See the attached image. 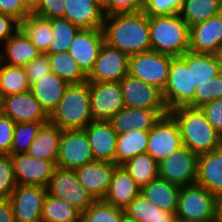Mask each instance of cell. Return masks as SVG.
Listing matches in <instances>:
<instances>
[{"label": "cell", "instance_id": "cell-1", "mask_svg": "<svg viewBox=\"0 0 222 222\" xmlns=\"http://www.w3.org/2000/svg\"><path fill=\"white\" fill-rule=\"evenodd\" d=\"M105 43L128 56L151 50L149 18L142 11L105 16Z\"/></svg>", "mask_w": 222, "mask_h": 222}, {"label": "cell", "instance_id": "cell-2", "mask_svg": "<svg viewBox=\"0 0 222 222\" xmlns=\"http://www.w3.org/2000/svg\"><path fill=\"white\" fill-rule=\"evenodd\" d=\"M169 113L179 126L183 146L192 152L199 155L222 146V136L200 108L182 106Z\"/></svg>", "mask_w": 222, "mask_h": 222}, {"label": "cell", "instance_id": "cell-3", "mask_svg": "<svg viewBox=\"0 0 222 222\" xmlns=\"http://www.w3.org/2000/svg\"><path fill=\"white\" fill-rule=\"evenodd\" d=\"M151 50L172 57L189 51L190 28L180 14L148 16Z\"/></svg>", "mask_w": 222, "mask_h": 222}, {"label": "cell", "instance_id": "cell-4", "mask_svg": "<svg viewBox=\"0 0 222 222\" xmlns=\"http://www.w3.org/2000/svg\"><path fill=\"white\" fill-rule=\"evenodd\" d=\"M89 82L69 84L49 115V122L61 130L84 129L91 121Z\"/></svg>", "mask_w": 222, "mask_h": 222}, {"label": "cell", "instance_id": "cell-5", "mask_svg": "<svg viewBox=\"0 0 222 222\" xmlns=\"http://www.w3.org/2000/svg\"><path fill=\"white\" fill-rule=\"evenodd\" d=\"M221 200L198 184L180 188L176 219L185 222H219Z\"/></svg>", "mask_w": 222, "mask_h": 222}, {"label": "cell", "instance_id": "cell-6", "mask_svg": "<svg viewBox=\"0 0 222 222\" xmlns=\"http://www.w3.org/2000/svg\"><path fill=\"white\" fill-rule=\"evenodd\" d=\"M195 90L192 89V67H188L181 56L173 57L167 84L162 92L167 110L182 106L194 107Z\"/></svg>", "mask_w": 222, "mask_h": 222}, {"label": "cell", "instance_id": "cell-7", "mask_svg": "<svg viewBox=\"0 0 222 222\" xmlns=\"http://www.w3.org/2000/svg\"><path fill=\"white\" fill-rule=\"evenodd\" d=\"M172 58L152 50L129 56L128 74L144 83L156 86L163 92Z\"/></svg>", "mask_w": 222, "mask_h": 222}, {"label": "cell", "instance_id": "cell-8", "mask_svg": "<svg viewBox=\"0 0 222 222\" xmlns=\"http://www.w3.org/2000/svg\"><path fill=\"white\" fill-rule=\"evenodd\" d=\"M46 188L47 193L68 202L81 213L95 201L78 181L74 169L56 167Z\"/></svg>", "mask_w": 222, "mask_h": 222}, {"label": "cell", "instance_id": "cell-9", "mask_svg": "<svg viewBox=\"0 0 222 222\" xmlns=\"http://www.w3.org/2000/svg\"><path fill=\"white\" fill-rule=\"evenodd\" d=\"M198 156L186 146H181L158 163L159 178L179 187L195 184Z\"/></svg>", "mask_w": 222, "mask_h": 222}, {"label": "cell", "instance_id": "cell-10", "mask_svg": "<svg viewBox=\"0 0 222 222\" xmlns=\"http://www.w3.org/2000/svg\"><path fill=\"white\" fill-rule=\"evenodd\" d=\"M182 144L179 126L173 116L168 113L149 130L146 153L157 163L177 151Z\"/></svg>", "mask_w": 222, "mask_h": 222}, {"label": "cell", "instance_id": "cell-11", "mask_svg": "<svg viewBox=\"0 0 222 222\" xmlns=\"http://www.w3.org/2000/svg\"><path fill=\"white\" fill-rule=\"evenodd\" d=\"M94 161L84 129L62 130L56 166L76 169Z\"/></svg>", "mask_w": 222, "mask_h": 222}, {"label": "cell", "instance_id": "cell-12", "mask_svg": "<svg viewBox=\"0 0 222 222\" xmlns=\"http://www.w3.org/2000/svg\"><path fill=\"white\" fill-rule=\"evenodd\" d=\"M93 120L109 121L125 107L119 82H89Z\"/></svg>", "mask_w": 222, "mask_h": 222}, {"label": "cell", "instance_id": "cell-13", "mask_svg": "<svg viewBox=\"0 0 222 222\" xmlns=\"http://www.w3.org/2000/svg\"><path fill=\"white\" fill-rule=\"evenodd\" d=\"M129 56L104 42L93 68L87 74L88 82H120L128 75Z\"/></svg>", "mask_w": 222, "mask_h": 222}, {"label": "cell", "instance_id": "cell-14", "mask_svg": "<svg viewBox=\"0 0 222 222\" xmlns=\"http://www.w3.org/2000/svg\"><path fill=\"white\" fill-rule=\"evenodd\" d=\"M47 195L44 186L17 184L10 196L15 222H41L42 208Z\"/></svg>", "mask_w": 222, "mask_h": 222}, {"label": "cell", "instance_id": "cell-15", "mask_svg": "<svg viewBox=\"0 0 222 222\" xmlns=\"http://www.w3.org/2000/svg\"><path fill=\"white\" fill-rule=\"evenodd\" d=\"M1 113L15 123H47L49 115L30 91L0 99Z\"/></svg>", "mask_w": 222, "mask_h": 222}, {"label": "cell", "instance_id": "cell-16", "mask_svg": "<svg viewBox=\"0 0 222 222\" xmlns=\"http://www.w3.org/2000/svg\"><path fill=\"white\" fill-rule=\"evenodd\" d=\"M17 184L47 187L56 161L37 159L27 153L11 154Z\"/></svg>", "mask_w": 222, "mask_h": 222}, {"label": "cell", "instance_id": "cell-17", "mask_svg": "<svg viewBox=\"0 0 222 222\" xmlns=\"http://www.w3.org/2000/svg\"><path fill=\"white\" fill-rule=\"evenodd\" d=\"M126 107L149 110H167L162 91L156 86L126 75L120 82Z\"/></svg>", "mask_w": 222, "mask_h": 222}, {"label": "cell", "instance_id": "cell-18", "mask_svg": "<svg viewBox=\"0 0 222 222\" xmlns=\"http://www.w3.org/2000/svg\"><path fill=\"white\" fill-rule=\"evenodd\" d=\"M104 42L103 29H81L67 52L80 68L88 74L93 68Z\"/></svg>", "mask_w": 222, "mask_h": 222}, {"label": "cell", "instance_id": "cell-19", "mask_svg": "<svg viewBox=\"0 0 222 222\" xmlns=\"http://www.w3.org/2000/svg\"><path fill=\"white\" fill-rule=\"evenodd\" d=\"M118 165L106 161H92L74 169L78 181L94 197L104 199L108 192L111 177Z\"/></svg>", "mask_w": 222, "mask_h": 222}, {"label": "cell", "instance_id": "cell-20", "mask_svg": "<svg viewBox=\"0 0 222 222\" xmlns=\"http://www.w3.org/2000/svg\"><path fill=\"white\" fill-rule=\"evenodd\" d=\"M96 161L115 163L117 132L110 121L92 120L84 128Z\"/></svg>", "mask_w": 222, "mask_h": 222}, {"label": "cell", "instance_id": "cell-21", "mask_svg": "<svg viewBox=\"0 0 222 222\" xmlns=\"http://www.w3.org/2000/svg\"><path fill=\"white\" fill-rule=\"evenodd\" d=\"M222 45V12L190 27L189 51L212 54Z\"/></svg>", "mask_w": 222, "mask_h": 222}, {"label": "cell", "instance_id": "cell-22", "mask_svg": "<svg viewBox=\"0 0 222 222\" xmlns=\"http://www.w3.org/2000/svg\"><path fill=\"white\" fill-rule=\"evenodd\" d=\"M168 113V110L138 109L125 106L109 121L117 134H122L134 129L150 130L161 116Z\"/></svg>", "mask_w": 222, "mask_h": 222}, {"label": "cell", "instance_id": "cell-23", "mask_svg": "<svg viewBox=\"0 0 222 222\" xmlns=\"http://www.w3.org/2000/svg\"><path fill=\"white\" fill-rule=\"evenodd\" d=\"M196 184L222 200V146L199 154Z\"/></svg>", "mask_w": 222, "mask_h": 222}, {"label": "cell", "instance_id": "cell-24", "mask_svg": "<svg viewBox=\"0 0 222 222\" xmlns=\"http://www.w3.org/2000/svg\"><path fill=\"white\" fill-rule=\"evenodd\" d=\"M64 18L81 29H102L103 8L92 0H64Z\"/></svg>", "mask_w": 222, "mask_h": 222}, {"label": "cell", "instance_id": "cell-25", "mask_svg": "<svg viewBox=\"0 0 222 222\" xmlns=\"http://www.w3.org/2000/svg\"><path fill=\"white\" fill-rule=\"evenodd\" d=\"M0 51V62L12 66L25 67L41 55L28 36L19 28L4 44Z\"/></svg>", "mask_w": 222, "mask_h": 222}, {"label": "cell", "instance_id": "cell-26", "mask_svg": "<svg viewBox=\"0 0 222 222\" xmlns=\"http://www.w3.org/2000/svg\"><path fill=\"white\" fill-rule=\"evenodd\" d=\"M140 193V187L122 165H118L111 177L104 201L124 210Z\"/></svg>", "mask_w": 222, "mask_h": 222}, {"label": "cell", "instance_id": "cell-27", "mask_svg": "<svg viewBox=\"0 0 222 222\" xmlns=\"http://www.w3.org/2000/svg\"><path fill=\"white\" fill-rule=\"evenodd\" d=\"M68 86V82L52 72L32 83L30 92L41 104L44 111L50 115L62 99Z\"/></svg>", "mask_w": 222, "mask_h": 222}, {"label": "cell", "instance_id": "cell-28", "mask_svg": "<svg viewBox=\"0 0 222 222\" xmlns=\"http://www.w3.org/2000/svg\"><path fill=\"white\" fill-rule=\"evenodd\" d=\"M179 186L167 180L157 178L140 188V193L153 205H157L162 211L176 214Z\"/></svg>", "mask_w": 222, "mask_h": 222}, {"label": "cell", "instance_id": "cell-29", "mask_svg": "<svg viewBox=\"0 0 222 222\" xmlns=\"http://www.w3.org/2000/svg\"><path fill=\"white\" fill-rule=\"evenodd\" d=\"M61 134L62 130L57 125L51 122L43 124L26 153L37 159L56 161Z\"/></svg>", "mask_w": 222, "mask_h": 222}, {"label": "cell", "instance_id": "cell-30", "mask_svg": "<svg viewBox=\"0 0 222 222\" xmlns=\"http://www.w3.org/2000/svg\"><path fill=\"white\" fill-rule=\"evenodd\" d=\"M181 57L192 67V89L222 73L212 54L188 51Z\"/></svg>", "mask_w": 222, "mask_h": 222}, {"label": "cell", "instance_id": "cell-31", "mask_svg": "<svg viewBox=\"0 0 222 222\" xmlns=\"http://www.w3.org/2000/svg\"><path fill=\"white\" fill-rule=\"evenodd\" d=\"M149 130H131L118 134L115 151V164L122 165L138 154L146 153Z\"/></svg>", "mask_w": 222, "mask_h": 222}, {"label": "cell", "instance_id": "cell-32", "mask_svg": "<svg viewBox=\"0 0 222 222\" xmlns=\"http://www.w3.org/2000/svg\"><path fill=\"white\" fill-rule=\"evenodd\" d=\"M20 28L28 36L33 45L45 54L53 41L51 19L30 13L21 23Z\"/></svg>", "mask_w": 222, "mask_h": 222}, {"label": "cell", "instance_id": "cell-33", "mask_svg": "<svg viewBox=\"0 0 222 222\" xmlns=\"http://www.w3.org/2000/svg\"><path fill=\"white\" fill-rule=\"evenodd\" d=\"M125 215L138 222H175L176 215L162 211L139 193L124 209Z\"/></svg>", "mask_w": 222, "mask_h": 222}, {"label": "cell", "instance_id": "cell-34", "mask_svg": "<svg viewBox=\"0 0 222 222\" xmlns=\"http://www.w3.org/2000/svg\"><path fill=\"white\" fill-rule=\"evenodd\" d=\"M221 12L222 0H184L179 14L190 28Z\"/></svg>", "mask_w": 222, "mask_h": 222}, {"label": "cell", "instance_id": "cell-35", "mask_svg": "<svg viewBox=\"0 0 222 222\" xmlns=\"http://www.w3.org/2000/svg\"><path fill=\"white\" fill-rule=\"evenodd\" d=\"M30 91L25 67L0 62V99Z\"/></svg>", "mask_w": 222, "mask_h": 222}, {"label": "cell", "instance_id": "cell-36", "mask_svg": "<svg viewBox=\"0 0 222 222\" xmlns=\"http://www.w3.org/2000/svg\"><path fill=\"white\" fill-rule=\"evenodd\" d=\"M41 222H81V212L68 202L47 193Z\"/></svg>", "mask_w": 222, "mask_h": 222}, {"label": "cell", "instance_id": "cell-37", "mask_svg": "<svg viewBox=\"0 0 222 222\" xmlns=\"http://www.w3.org/2000/svg\"><path fill=\"white\" fill-rule=\"evenodd\" d=\"M47 55L51 71L64 81L69 84H79L87 81V74L67 51Z\"/></svg>", "mask_w": 222, "mask_h": 222}, {"label": "cell", "instance_id": "cell-38", "mask_svg": "<svg viewBox=\"0 0 222 222\" xmlns=\"http://www.w3.org/2000/svg\"><path fill=\"white\" fill-rule=\"evenodd\" d=\"M122 166L141 188L159 177L158 163L148 154H138Z\"/></svg>", "mask_w": 222, "mask_h": 222}, {"label": "cell", "instance_id": "cell-39", "mask_svg": "<svg viewBox=\"0 0 222 222\" xmlns=\"http://www.w3.org/2000/svg\"><path fill=\"white\" fill-rule=\"evenodd\" d=\"M51 28L54 38L45 54L68 51L77 33L81 30L66 18L51 19Z\"/></svg>", "mask_w": 222, "mask_h": 222}, {"label": "cell", "instance_id": "cell-40", "mask_svg": "<svg viewBox=\"0 0 222 222\" xmlns=\"http://www.w3.org/2000/svg\"><path fill=\"white\" fill-rule=\"evenodd\" d=\"M124 214V210L98 199L81 213V222H121Z\"/></svg>", "mask_w": 222, "mask_h": 222}, {"label": "cell", "instance_id": "cell-41", "mask_svg": "<svg viewBox=\"0 0 222 222\" xmlns=\"http://www.w3.org/2000/svg\"><path fill=\"white\" fill-rule=\"evenodd\" d=\"M45 123H15L10 154L26 153Z\"/></svg>", "mask_w": 222, "mask_h": 222}, {"label": "cell", "instance_id": "cell-42", "mask_svg": "<svg viewBox=\"0 0 222 222\" xmlns=\"http://www.w3.org/2000/svg\"><path fill=\"white\" fill-rule=\"evenodd\" d=\"M220 98H222V73L196 87L194 108H200L204 104Z\"/></svg>", "mask_w": 222, "mask_h": 222}, {"label": "cell", "instance_id": "cell-43", "mask_svg": "<svg viewBox=\"0 0 222 222\" xmlns=\"http://www.w3.org/2000/svg\"><path fill=\"white\" fill-rule=\"evenodd\" d=\"M17 186L11 154L0 155V199L10 198Z\"/></svg>", "mask_w": 222, "mask_h": 222}, {"label": "cell", "instance_id": "cell-44", "mask_svg": "<svg viewBox=\"0 0 222 222\" xmlns=\"http://www.w3.org/2000/svg\"><path fill=\"white\" fill-rule=\"evenodd\" d=\"M184 0H145L142 12L147 16L179 14Z\"/></svg>", "mask_w": 222, "mask_h": 222}, {"label": "cell", "instance_id": "cell-45", "mask_svg": "<svg viewBox=\"0 0 222 222\" xmlns=\"http://www.w3.org/2000/svg\"><path fill=\"white\" fill-rule=\"evenodd\" d=\"M25 70L30 85L38 81L39 78H42L52 73L48 55L41 54L36 59L30 61L25 66Z\"/></svg>", "mask_w": 222, "mask_h": 222}, {"label": "cell", "instance_id": "cell-46", "mask_svg": "<svg viewBox=\"0 0 222 222\" xmlns=\"http://www.w3.org/2000/svg\"><path fill=\"white\" fill-rule=\"evenodd\" d=\"M64 7V0H38L32 13L46 19L64 18Z\"/></svg>", "mask_w": 222, "mask_h": 222}, {"label": "cell", "instance_id": "cell-47", "mask_svg": "<svg viewBox=\"0 0 222 222\" xmlns=\"http://www.w3.org/2000/svg\"><path fill=\"white\" fill-rule=\"evenodd\" d=\"M145 0H108L103 8L105 16L142 11Z\"/></svg>", "mask_w": 222, "mask_h": 222}, {"label": "cell", "instance_id": "cell-48", "mask_svg": "<svg viewBox=\"0 0 222 222\" xmlns=\"http://www.w3.org/2000/svg\"><path fill=\"white\" fill-rule=\"evenodd\" d=\"M15 122L0 113V155L10 154Z\"/></svg>", "mask_w": 222, "mask_h": 222}, {"label": "cell", "instance_id": "cell-49", "mask_svg": "<svg viewBox=\"0 0 222 222\" xmlns=\"http://www.w3.org/2000/svg\"><path fill=\"white\" fill-rule=\"evenodd\" d=\"M200 109L204 112L211 125L222 136V98L206 103Z\"/></svg>", "mask_w": 222, "mask_h": 222}, {"label": "cell", "instance_id": "cell-50", "mask_svg": "<svg viewBox=\"0 0 222 222\" xmlns=\"http://www.w3.org/2000/svg\"><path fill=\"white\" fill-rule=\"evenodd\" d=\"M0 13L9 15L21 23L31 12L21 0H0Z\"/></svg>", "mask_w": 222, "mask_h": 222}, {"label": "cell", "instance_id": "cell-51", "mask_svg": "<svg viewBox=\"0 0 222 222\" xmlns=\"http://www.w3.org/2000/svg\"><path fill=\"white\" fill-rule=\"evenodd\" d=\"M20 28V23L13 17L0 13V43L2 46Z\"/></svg>", "mask_w": 222, "mask_h": 222}, {"label": "cell", "instance_id": "cell-52", "mask_svg": "<svg viewBox=\"0 0 222 222\" xmlns=\"http://www.w3.org/2000/svg\"><path fill=\"white\" fill-rule=\"evenodd\" d=\"M0 222H15L10 199H0Z\"/></svg>", "mask_w": 222, "mask_h": 222}, {"label": "cell", "instance_id": "cell-53", "mask_svg": "<svg viewBox=\"0 0 222 222\" xmlns=\"http://www.w3.org/2000/svg\"><path fill=\"white\" fill-rule=\"evenodd\" d=\"M23 5L32 13L38 4V0H21Z\"/></svg>", "mask_w": 222, "mask_h": 222}, {"label": "cell", "instance_id": "cell-54", "mask_svg": "<svg viewBox=\"0 0 222 222\" xmlns=\"http://www.w3.org/2000/svg\"><path fill=\"white\" fill-rule=\"evenodd\" d=\"M217 64L220 66V69L222 71V45H220L213 53Z\"/></svg>", "mask_w": 222, "mask_h": 222}, {"label": "cell", "instance_id": "cell-55", "mask_svg": "<svg viewBox=\"0 0 222 222\" xmlns=\"http://www.w3.org/2000/svg\"><path fill=\"white\" fill-rule=\"evenodd\" d=\"M97 3L100 7L104 8L108 4V0H92Z\"/></svg>", "mask_w": 222, "mask_h": 222}, {"label": "cell", "instance_id": "cell-56", "mask_svg": "<svg viewBox=\"0 0 222 222\" xmlns=\"http://www.w3.org/2000/svg\"><path fill=\"white\" fill-rule=\"evenodd\" d=\"M121 222H138V221L135 220L134 218H131V217H129V216H127V215L124 214Z\"/></svg>", "mask_w": 222, "mask_h": 222}, {"label": "cell", "instance_id": "cell-57", "mask_svg": "<svg viewBox=\"0 0 222 222\" xmlns=\"http://www.w3.org/2000/svg\"><path fill=\"white\" fill-rule=\"evenodd\" d=\"M219 222H222V200H221V202H220Z\"/></svg>", "mask_w": 222, "mask_h": 222}, {"label": "cell", "instance_id": "cell-58", "mask_svg": "<svg viewBox=\"0 0 222 222\" xmlns=\"http://www.w3.org/2000/svg\"><path fill=\"white\" fill-rule=\"evenodd\" d=\"M175 222H185V221H181V220L176 219V221H175Z\"/></svg>", "mask_w": 222, "mask_h": 222}]
</instances>
